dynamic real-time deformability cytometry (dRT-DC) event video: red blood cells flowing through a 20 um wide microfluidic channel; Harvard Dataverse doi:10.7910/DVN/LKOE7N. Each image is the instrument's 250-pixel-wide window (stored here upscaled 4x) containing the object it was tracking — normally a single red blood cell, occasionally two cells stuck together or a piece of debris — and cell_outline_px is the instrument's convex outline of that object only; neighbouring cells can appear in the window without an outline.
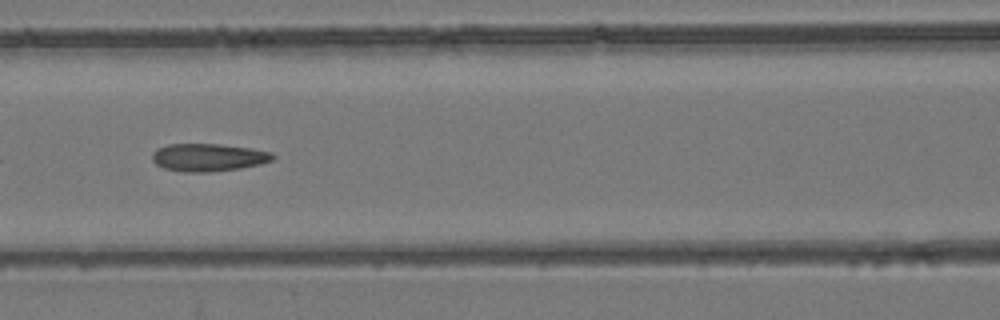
{"species": "common noctule bat (a hibernating species)", "species_latin": "Nyctalus noctula", "temperature_condition": "room temperature", "stored_images_in_passage": 9, "camera_frame_rate_fps": 3000, "um_per_image_px": 0.085, "animal": {"sex": "female", "body_mass_g": 24.6, "forearm_length_mm": 56.2}, "frame": {"image": 1, "passage_image": 6, "time_ms": 1.667, "image_size_px": [1000, 320], "cell_outline_px": [[276, 156], [272, 160], [260, 164], [240, 168], [208, 172], [184, 172], [164, 168], [156, 164], [152, 160], [152, 152], [156, 148], [168, 144], [220, 144], [252, 148], [272, 152]], "centroid_in_image_um": [17.7, 13.37], "position_along_channel_um": 148.9, "area_um2": 19.59}}
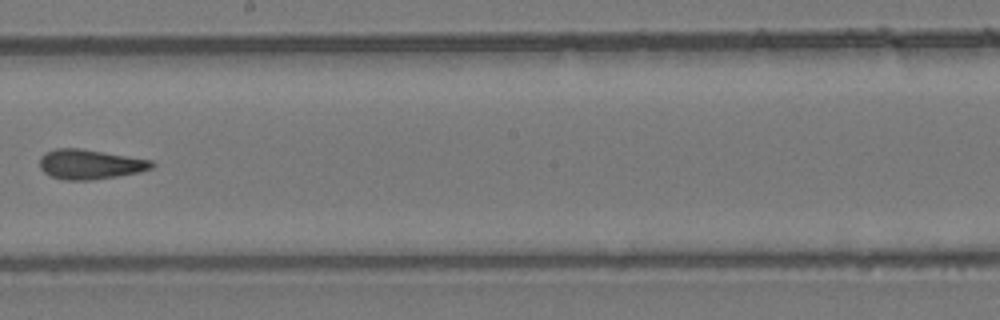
{"frame": {"image": 2, "passage_image": 8, "time_ms": 2.333, "image_size_px": [1000, 320], "cell_outline_px": [[156, 164], [152, 168], [140, 172], [92, 180], [64, 180], [52, 176], [44, 172], [40, 168], [40, 156], [44, 152], [56, 148], [80, 148], [152, 160]], "centroid_in_image_um": [7.64, 13.96], "position_along_channel_um": 240.6, "area_um2": 19.48}}
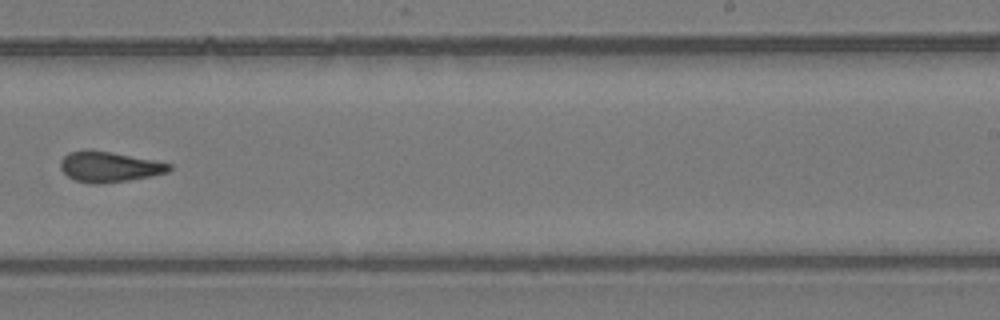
{"frame": {"image": 3, "passage_image": 9, "time_ms": 2.667, "image_size_px": [1000, 320], "cell_outline_px": [[172, 168], [168, 172], [152, 176], [128, 180], [96, 184], [92, 184], [76, 180], [68, 176], [60, 168], [60, 160], [68, 152], [84, 148], [88, 148], [112, 152], [172, 164]], "centroid_in_image_um": [9.24, 14.15], "position_along_channel_um": 279.8, "area_um2": 19.42}}